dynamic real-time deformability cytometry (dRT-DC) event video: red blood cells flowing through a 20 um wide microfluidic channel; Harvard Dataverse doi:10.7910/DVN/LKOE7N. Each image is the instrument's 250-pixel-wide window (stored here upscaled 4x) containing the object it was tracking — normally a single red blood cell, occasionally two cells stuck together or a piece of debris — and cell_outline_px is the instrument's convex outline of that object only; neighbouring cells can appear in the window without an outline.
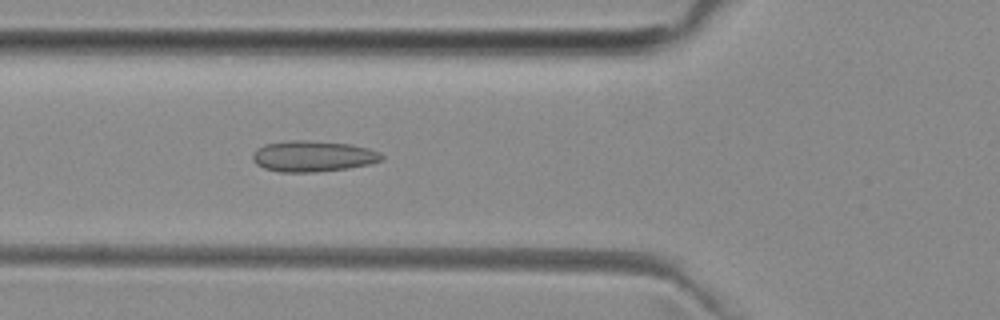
{"species": "common noctule bat (a hibernating species)", "species_latin": "Nyctalus noctula", "temperature_condition": "room temperature", "stored_images_in_passage": 51, "camera_frame_rate_fps": 3000, "um_per_image_px": 0.085, "animal": {"sex": "female", "body_mass_g": 29.2, "forearm_length_mm": 56.3}, "frame": {"image": 1, "passage_image": 17, "time_ms": 5.333, "image_size_px": [1000, 320], "cell_outline_px": [[384, 160], [368, 164], [348, 168], [316, 172], [280, 172], [264, 168], [256, 164], [252, 160], [252, 156], [256, 148], [264, 144], [292, 140], [304, 140], [348, 144], [368, 148], [380, 152], [384, 156]], "centroid_in_image_um": [26.59, 13.28], "position_along_channel_um": 99.2, "area_um2": 23.29}}
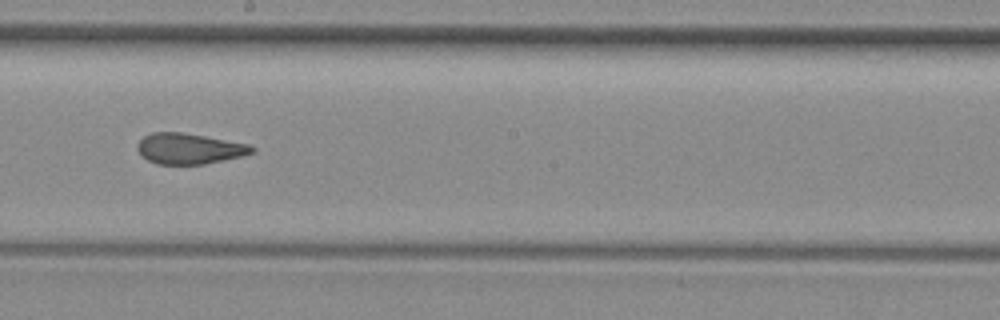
{"frame": {"image": 2, "passage_image": 27, "time_ms": 8.667, "image_size_px": [1000, 320], "cell_outline_px": [[256, 152], [244, 156], [204, 164], [156, 164], [148, 160], [136, 148], [136, 144], [144, 136], [152, 132], [184, 132], [248, 144], [256, 148]], "centroid_in_image_um": [16.11, 12.63], "position_along_channel_um": 232.1, "area_um2": 20.58}}
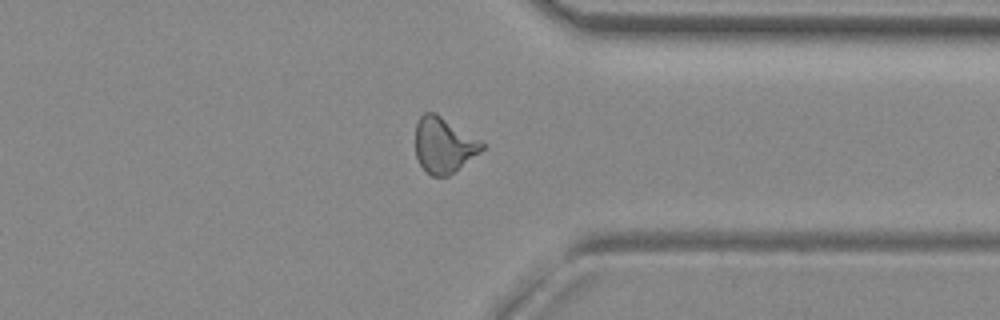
{"frame": {"image": 3, "passage_image": 38, "time_ms": 12.333, "image_size_px": [1000, 320], "cell_outline_px": [[484, 148], [480, 152], [448, 176], [432, 176], [420, 164], [416, 156], [416, 124], [420, 116], [424, 112], [436, 112], [480, 140], [484, 144]], "centroid_in_image_um": [37.71, 12.31], "position_along_channel_um": 373.7, "area_um2": 21.33}, "authors_computed_cell_mechanics": {"area_um2": 21.5594, "velocity_mm_per_s": 3.9867, "shape_relaxation_time_tau1_ms": null, "shape_relaxation_time_tau2_ms": 1.5488, "deformation_change_tau1": null, "deformation_change_tau2": 0.0999}}